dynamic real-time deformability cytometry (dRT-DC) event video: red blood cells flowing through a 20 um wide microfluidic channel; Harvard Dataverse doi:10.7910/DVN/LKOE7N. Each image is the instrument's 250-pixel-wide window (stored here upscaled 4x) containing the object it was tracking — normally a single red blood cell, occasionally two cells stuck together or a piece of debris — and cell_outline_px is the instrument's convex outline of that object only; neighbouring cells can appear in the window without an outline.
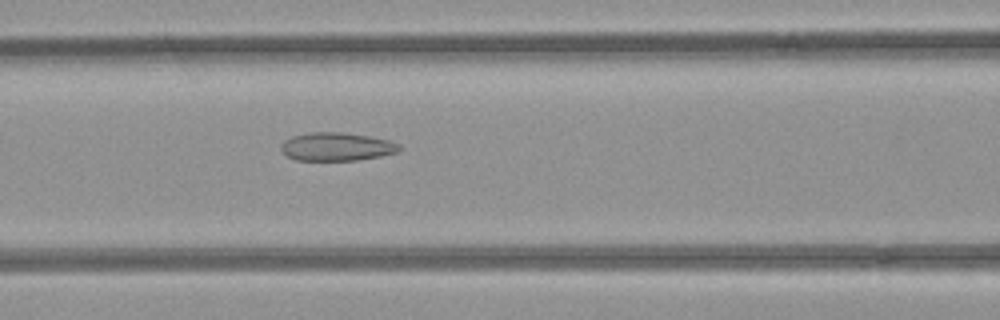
{"species": "common noctule bat (a hibernating species)", "species_latin": "Nyctalus noctula", "temperature_condition": "room temperature", "stored_images_in_passage": 52, "camera_frame_rate_fps": 3000, "um_per_image_px": 0.085, "animal": {"sex": "female", "body_mass_g": 21.9}, "frame": {"image": 1, "passage_image": 22, "time_ms": 7.0, "image_size_px": [1000, 320], "cell_outline_px": [[400, 148], [396, 152], [380, 156], [356, 160], [296, 160], [288, 156], [280, 148], [280, 144], [284, 140], [292, 136], [308, 132], [344, 132], [368, 136], [388, 140], [400, 144]], "centroid_in_image_um": [28.58, 12.46], "position_along_channel_um": 138.0, "area_um2": 19.42}}
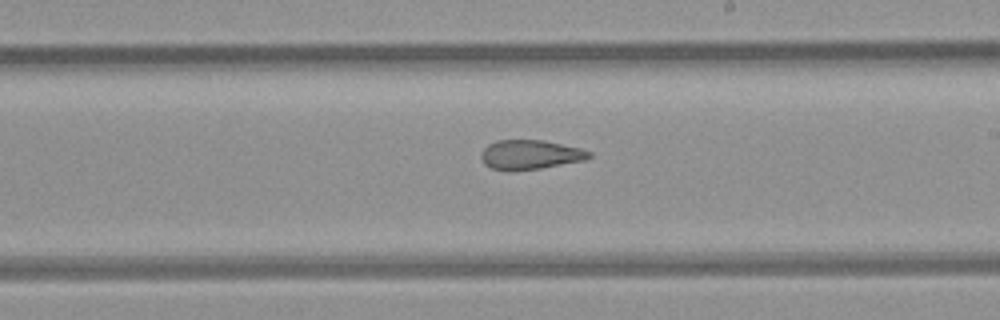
{"frame": {"image": 2, "passage_image": 30, "time_ms": 9.667, "image_size_px": [1000, 320], "cell_outline_px": [[592, 156], [584, 160], [540, 168], [508, 172], [492, 168], [484, 164], [480, 160], [480, 152], [488, 144], [496, 140], [544, 140], [580, 148], [592, 152]], "centroid_in_image_um": [45.01, 13.15], "position_along_channel_um": 244.0, "area_um2": 18.73}}
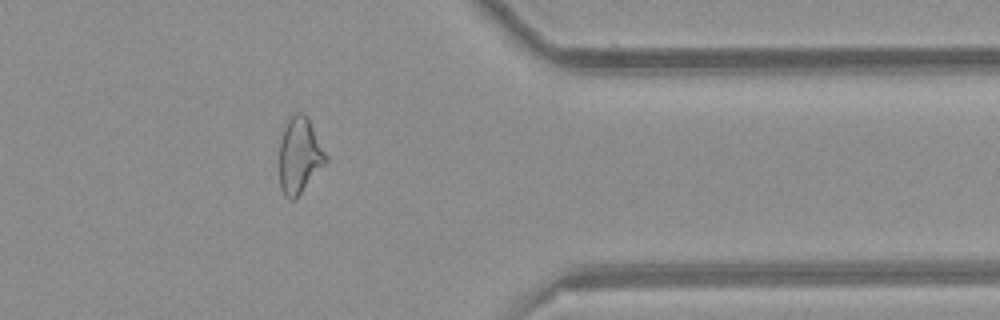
{"frame": {"image": 3, "passage_image": 42, "time_ms": 13.667, "image_size_px": [1000, 320], "cell_outline_px": [[328, 160], [300, 192], [292, 200], [288, 200], [284, 196], [280, 188], [280, 140], [284, 124], [288, 116], [292, 112], [304, 112], [308, 116], [328, 156]], "centroid_in_image_um": [25.45, 13.12], "position_along_channel_um": 386.0, "area_um2": 20.75}, "authors_computed_cell_mechanics": {"area_um2": 22.1374, "velocity_mm_per_s": 3.9695, "shape_relaxation_time_tau1_ms": null, "shape_relaxation_time_tau2_ms": 2.481, "deformation_change_tau1": null, "deformation_change_tau2": 0.1121}}